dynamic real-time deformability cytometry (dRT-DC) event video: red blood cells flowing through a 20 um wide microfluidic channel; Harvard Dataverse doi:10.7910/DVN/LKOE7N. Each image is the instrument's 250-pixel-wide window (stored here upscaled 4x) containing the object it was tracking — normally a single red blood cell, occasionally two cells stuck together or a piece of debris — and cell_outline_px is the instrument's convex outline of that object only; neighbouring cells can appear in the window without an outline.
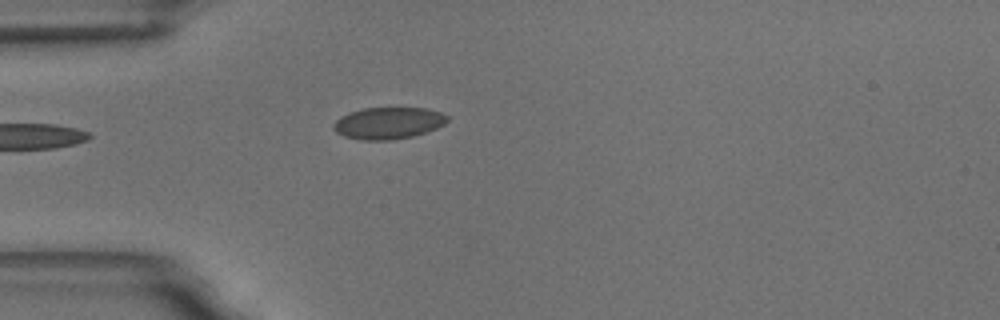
{"species": "common noctule bat (a hibernating species)", "species_latin": "Nyctalus noctula", "temperature_condition": "room temperature", "stored_images_in_passage": 16, "camera_frame_rate_fps": 3000, "um_per_image_px": 0.085, "animal": {"sex": "male", "body_mass_g": 18.8}, "frame": {"image": 1, "passage_image": 1, "time_ms": 0.0, "image_size_px": [1000, 320], "cell_outline_px": [[448, 120], [444, 124], [436, 128], [412, 136], [392, 140], [364, 140], [344, 136], [336, 132], [332, 128], [332, 124], [340, 116], [364, 108], [428, 108], [440, 112], [448, 116]], "centroid_in_image_um": [32.99, 10.46], "position_along_channel_um": 52.0, "area_um2": 20.98}}
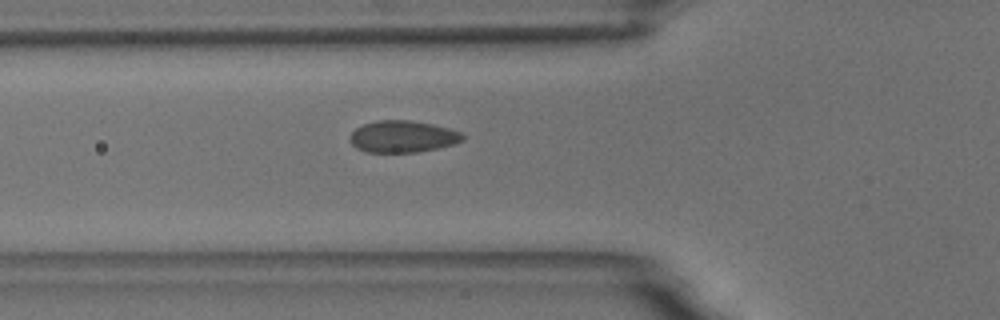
{"frame": {"image": 2, "passage_image": 5, "time_ms": 1.333, "image_size_px": [1000, 320], "cell_outline_px": [[464, 140], [452, 144], [436, 148], [416, 152], [364, 152], [356, 148], [348, 140], [348, 136], [356, 128], [364, 124], [376, 120], [408, 120], [432, 124], [448, 128], [460, 132], [464, 136]], "centroid_in_image_um": [34.17, 11.61], "position_along_channel_um": 91.6, "area_um2": 20.87}}